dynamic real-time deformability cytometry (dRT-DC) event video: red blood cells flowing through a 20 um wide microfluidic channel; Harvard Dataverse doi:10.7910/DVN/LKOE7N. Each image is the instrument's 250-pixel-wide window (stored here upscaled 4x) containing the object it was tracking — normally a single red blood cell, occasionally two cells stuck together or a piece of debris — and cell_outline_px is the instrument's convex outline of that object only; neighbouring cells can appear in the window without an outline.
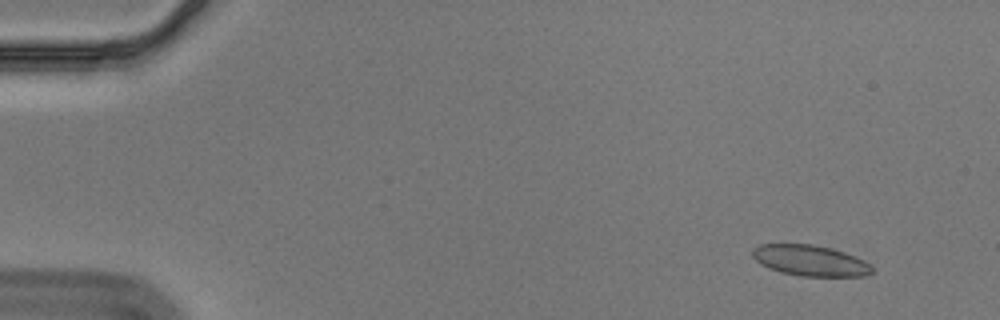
{"species": "Egyptian fruit bat (a non-hibernating species)", "species_latin": "Rousettus aegyptiacus", "temperature_condition": "cold", "stored_images_in_passage": 53, "camera_frame_rate_fps": 3000, "um_per_image_px": 0.085, "animal": {"sex": "male"}, "frame": {"image": 1, "passage_image": 1, "time_ms": 0.0, "image_size_px": [1000, 320], "cell_outline_px": [[872, 272], [864, 276], [800, 276], [780, 272], [768, 268], [760, 264], [752, 256], [752, 248], [760, 244], [812, 244], [844, 252], [856, 256], [864, 260], [872, 268]], "centroid_in_image_um": [68.82, 22.14], "position_along_channel_um": 16.2, "area_um2": 21.44}}
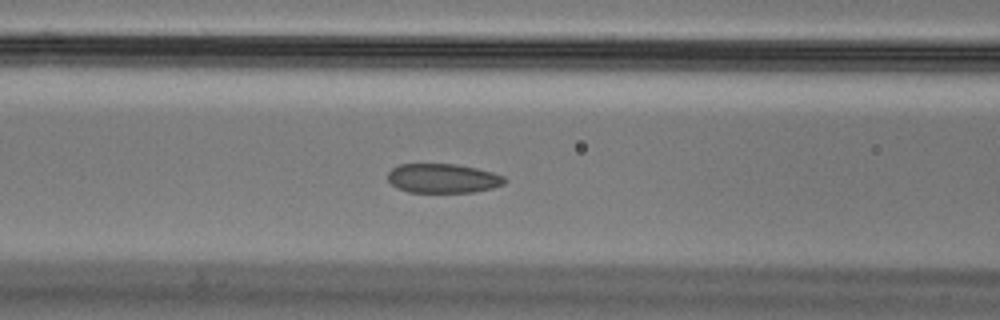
{"frame": {"image": 2, "passage_image": 20, "time_ms": 6.333, "image_size_px": [1000, 320], "cell_outline_px": [[504, 184], [492, 188], [472, 192], [408, 192], [392, 184], [388, 180], [388, 172], [392, 168], [400, 164], [456, 164], [476, 168], [492, 172], [504, 176]], "centroid_in_image_um": [37.64, 15.15], "position_along_channel_um": 129.0, "area_um2": 19.77}}
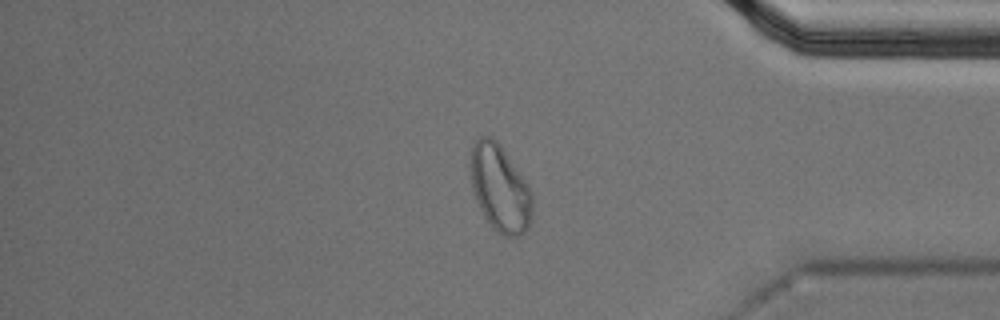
{"frame": {"image": 3, "passage_image": 44, "time_ms": 14.333, "image_size_px": [1000, 320], "cell_outline_px": [[532, 220], [528, 228], [520, 236], [504, 236], [492, 228], [484, 216], [472, 192], [468, 160], [472, 148], [476, 140], [480, 136], [492, 136], [500, 144], [528, 188], [532, 196]], "centroid_in_image_um": [42.45, 16.01], "position_along_channel_um": 392.8, "area_um2": 31.27}, "authors_computed_cell_mechanics": {"area_um2": 21.4438, "velocity_mm_per_s": 3.5392, "shape_relaxation_time_tau1_ms": null, "shape_relaxation_time_tau2_ms": 1.7852, "deformation_change_tau1": null, "deformation_change_tau2": 0.053}}